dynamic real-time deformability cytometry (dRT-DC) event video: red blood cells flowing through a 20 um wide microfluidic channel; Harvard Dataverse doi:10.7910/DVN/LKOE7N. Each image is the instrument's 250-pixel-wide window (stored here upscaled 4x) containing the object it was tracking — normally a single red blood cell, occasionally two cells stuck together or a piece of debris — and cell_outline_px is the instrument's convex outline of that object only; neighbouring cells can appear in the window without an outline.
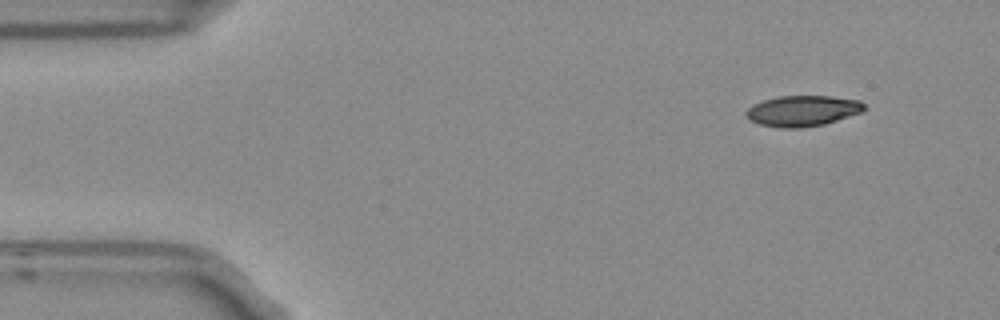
{"species": "Egyptian fruit bat (a non-hibernating species)", "species_latin": "Rousettus aegyptiacus", "temperature_condition": "room temperature", "stored_images_in_passage": 3, "camera_frame_rate_fps": 3000, "um_per_image_px": 0.085, "frame": {"image": 1, "passage_image": 1, "time_ms": 0.0, "image_size_px": [1000, 320], "cell_outline_px": [[868, 108], [860, 112], [824, 124], [800, 128], [780, 128], [760, 124], [748, 120], [744, 116], [744, 112], [752, 104], [776, 96], [828, 96], [860, 100]], "centroid_in_image_um": [68.17, 9.42], "position_along_channel_um": 16.8, "area_um2": 21.27}}